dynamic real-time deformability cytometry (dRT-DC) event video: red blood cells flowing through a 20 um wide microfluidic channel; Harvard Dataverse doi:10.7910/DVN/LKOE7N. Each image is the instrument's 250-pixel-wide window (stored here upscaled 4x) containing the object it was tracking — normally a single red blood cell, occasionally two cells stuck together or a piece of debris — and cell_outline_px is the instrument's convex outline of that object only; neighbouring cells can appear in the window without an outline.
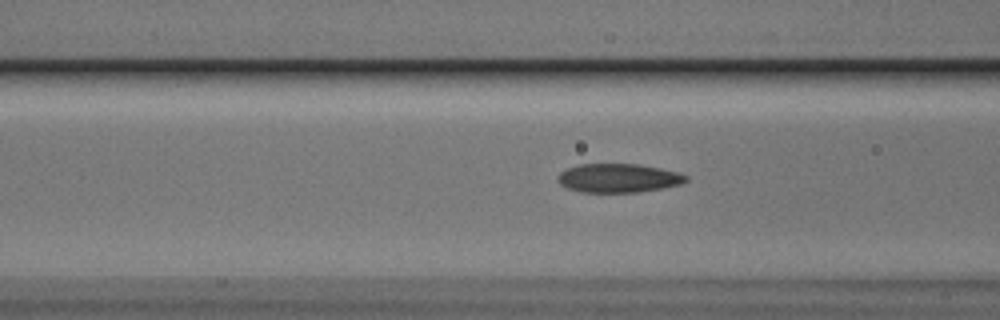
{"species": "Egyptian fruit bat (a non-hibernating species)", "species_latin": "Rousettus aegyptiacus", "temperature_condition": "cold", "stored_images_in_passage": 9, "camera_frame_rate_fps": 3000, "um_per_image_px": 0.085, "animal": {"sex": "male"}, "frame": {"image": 1, "passage_image": 7, "time_ms": 2.0, "image_size_px": [1000, 320], "cell_outline_px": [[688, 180], [680, 184], [664, 188], [636, 192], [580, 192], [568, 188], [560, 184], [556, 180], [556, 176], [560, 172], [568, 168], [580, 164], [640, 164], [660, 168], [676, 172], [688, 176]], "centroid_in_image_um": [52.54, 15.13], "position_along_channel_um": 114.1, "area_um2": 21.56}}